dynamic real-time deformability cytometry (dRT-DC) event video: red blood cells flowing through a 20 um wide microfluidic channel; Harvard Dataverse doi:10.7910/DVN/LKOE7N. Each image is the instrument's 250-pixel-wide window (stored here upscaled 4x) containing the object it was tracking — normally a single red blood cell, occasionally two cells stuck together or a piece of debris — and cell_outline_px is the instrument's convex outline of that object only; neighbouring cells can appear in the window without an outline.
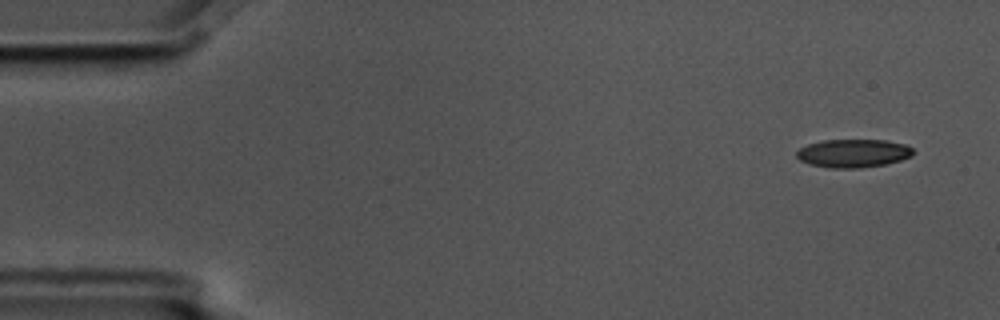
{"species": "common noctule bat (a hibernating species)", "species_latin": "Nyctalus noctula", "temperature_condition": "cold", "stored_images_in_passage": 5, "camera_frame_rate_fps": 3000, "um_per_image_px": 0.085, "animal": {"sex": "male", "body_mass_g": 17.5, "forearm_length_mm": 52.3}, "frame": {"image": 1, "passage_image": 1, "time_ms": 0.0, "image_size_px": [1000, 320], "cell_outline_px": [[916, 152], [912, 156], [900, 160], [884, 164], [860, 168], [828, 168], [808, 164], [800, 160], [796, 156], [796, 152], [800, 148], [808, 144], [824, 140], [884, 140], [904, 144], [912, 148]], "centroid_in_image_um": [72.52, 13.03], "position_along_channel_um": 12.5, "area_um2": 19.25}}